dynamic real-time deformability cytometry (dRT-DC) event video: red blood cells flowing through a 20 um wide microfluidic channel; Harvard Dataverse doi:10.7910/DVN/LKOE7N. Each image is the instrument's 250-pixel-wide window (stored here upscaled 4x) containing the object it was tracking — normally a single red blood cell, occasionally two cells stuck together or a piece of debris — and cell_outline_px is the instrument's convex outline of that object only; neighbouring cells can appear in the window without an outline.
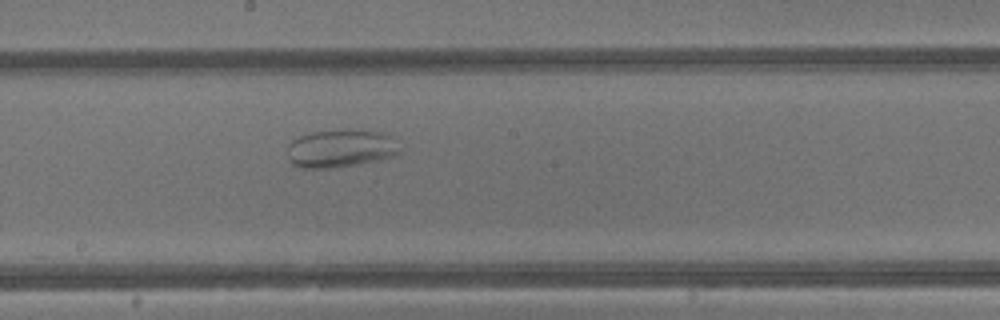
{"species": "common noctule bat (a hibernating species)", "species_latin": "Nyctalus noctula", "temperature_condition": "warm", "stored_images_in_passage": 28, "camera_frame_rate_fps": 3000, "um_per_image_px": 0.085, "animal": {"sex": "male", "body_mass_g": 13.3}, "frame": {"image": 1, "passage_image": 13, "time_ms": 4.0, "image_size_px": [1000, 320], "cell_outline_px": [[400, 152], [396, 156], [356, 164], [332, 168], [300, 168], [292, 164], [288, 160], [288, 144], [292, 140], [300, 136], [316, 132], [380, 132], [388, 136]], "centroid_in_image_um": [28.86, 12.68], "position_along_channel_um": 219.3, "area_um2": 23.76}}